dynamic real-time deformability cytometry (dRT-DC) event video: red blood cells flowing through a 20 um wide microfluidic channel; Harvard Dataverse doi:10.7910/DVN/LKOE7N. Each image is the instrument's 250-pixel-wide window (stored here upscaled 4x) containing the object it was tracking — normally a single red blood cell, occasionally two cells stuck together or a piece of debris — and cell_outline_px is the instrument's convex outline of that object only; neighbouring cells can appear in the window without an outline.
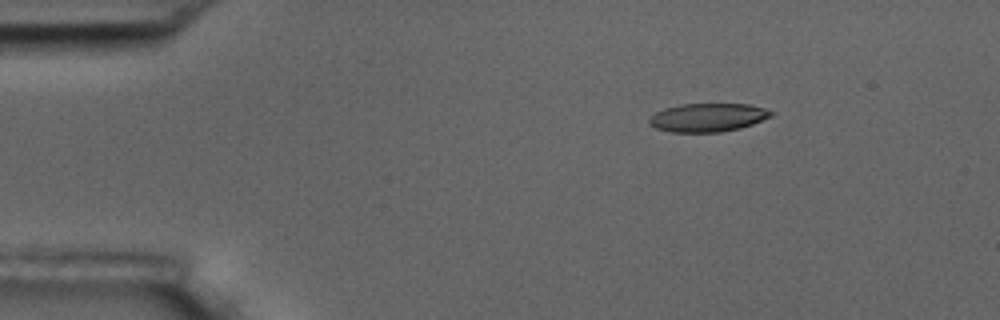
{"species": "common noctule bat (a hibernating species)", "species_latin": "Nyctalus noctula", "temperature_condition": "room temperature", "stored_images_in_passage": 13, "camera_frame_rate_fps": 3000, "um_per_image_px": 0.085, "animal": {"sex": "male", "body_mass_g": 17.5, "forearm_length_mm": 52.3}, "frame": {"image": 1, "passage_image": 3, "time_ms": 2.333, "image_size_px": [1000, 320], "cell_outline_px": [[772, 116], [752, 124], [740, 128], [720, 132], [672, 132], [656, 128], [648, 124], [648, 120], [656, 112], [664, 108], [680, 104], [748, 104], [764, 108], [772, 112]], "centroid_in_image_um": [60.14, 9.98], "position_along_channel_um": 24.9, "area_um2": 20.11}}
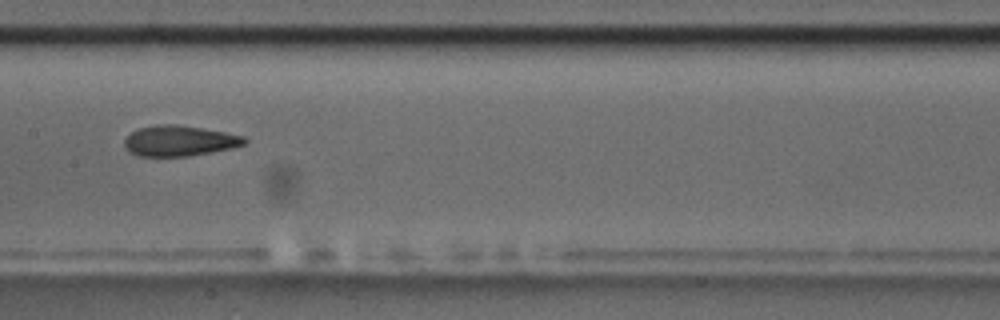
{"frame": {"image": 2, "passage_image": 8, "time_ms": 9.0, "image_size_px": [1000, 320], "cell_outline_px": [[248, 140], [244, 144], [232, 148], [188, 156], [140, 156], [128, 152], [124, 148], [124, 140], [132, 132], [140, 128], [156, 124], [176, 124], [224, 132], [244, 136]], "centroid_in_image_um": [15.22, 11.97], "position_along_channel_um": 192.2, "area_um2": 21.27}}
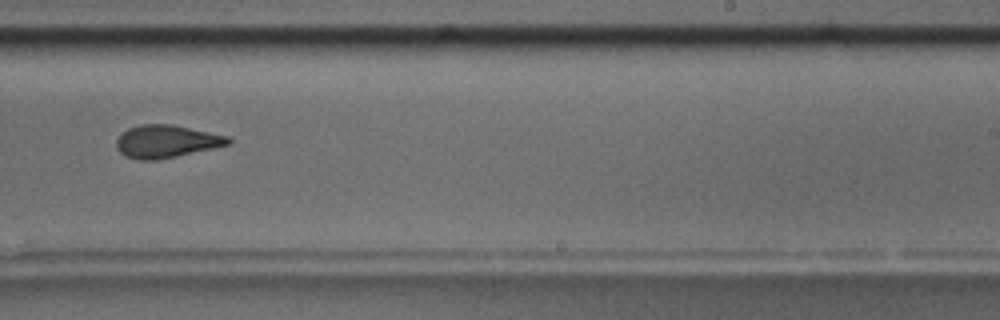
{"frame": {"image": 3, "passage_image": 10, "time_ms": 11.333, "image_size_px": [1000, 320], "cell_outline_px": [[232, 140], [228, 144], [212, 148], [176, 156], [156, 160], [136, 160], [120, 152], [116, 148], [116, 140], [128, 128], [140, 124], [172, 124], [228, 136]], "centroid_in_image_um": [14.11, 12.01], "position_along_channel_um": 274.9, "area_um2": 21.04}, "authors_computed_cell_mechanics": {"area_um2": 21.2704, "velocity_mm_per_s": 3.5586, "shape_relaxation_time_tau1_ms": null, "shape_relaxation_time_tau2_ms": 2.4303, "deformation_change_tau1": null, "deformation_change_tau2": 0.0946}}